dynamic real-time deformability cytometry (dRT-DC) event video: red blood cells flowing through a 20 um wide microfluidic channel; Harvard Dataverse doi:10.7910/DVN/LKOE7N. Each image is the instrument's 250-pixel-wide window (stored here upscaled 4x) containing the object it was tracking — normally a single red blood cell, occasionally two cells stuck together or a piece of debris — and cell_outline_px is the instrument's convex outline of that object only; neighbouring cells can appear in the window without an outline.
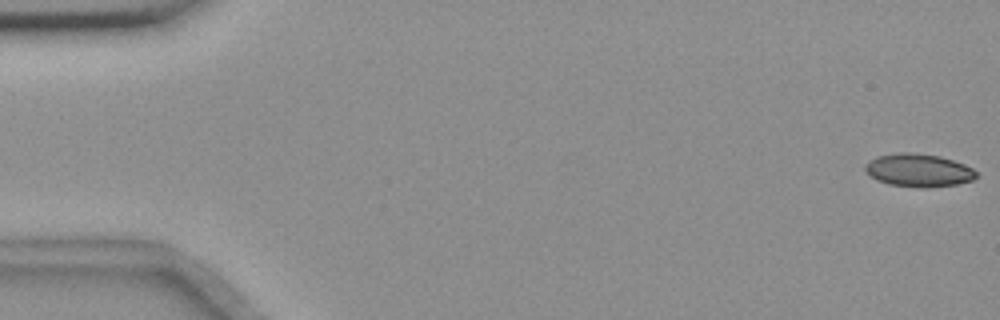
{"species": "common noctule bat (a hibernating species)", "species_latin": "Nyctalus noctula", "temperature_condition": "room temperature", "stored_images_in_passage": 56, "camera_frame_rate_fps": 3000, "um_per_image_px": 0.085, "animal": {"sex": "female", "body_mass_g": 18.4}, "frame": {"image": 1, "passage_image": 1, "time_ms": 0.0, "image_size_px": [1000, 320], "cell_outline_px": [[976, 176], [972, 180], [956, 184], [928, 188], [924, 188], [888, 184], [876, 180], [864, 168], [864, 164], [868, 160], [876, 156], [896, 152], [908, 152], [940, 156], [964, 164], [972, 168], [976, 172]], "centroid_in_image_um": [78.04, 14.47], "position_along_channel_um": 7.0, "area_um2": 21.39}}
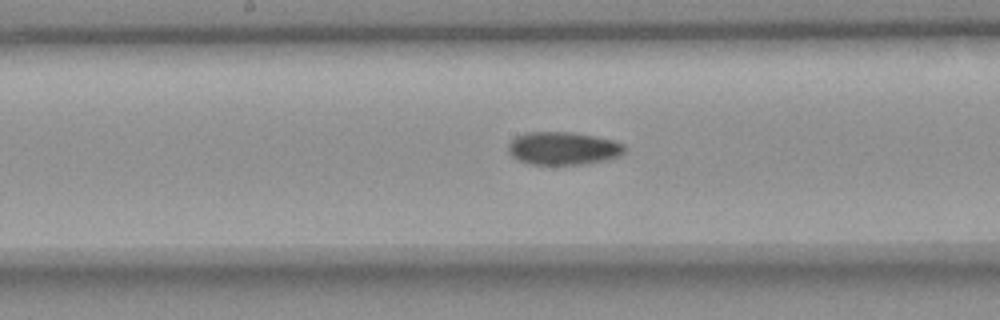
{"frame": {"image": 2, "passage_image": 29, "time_ms": 9.333, "image_size_px": [1000, 320], "cell_outline_px": [[628, 148], [620, 156], [608, 160], [584, 164], [528, 164], [512, 156], [508, 152], [508, 144], [516, 136], [524, 132], [572, 132], [612, 140], [624, 144]], "centroid_in_image_um": [47.88, 12.61], "position_along_channel_um": 200.3, "area_um2": 22.43}}
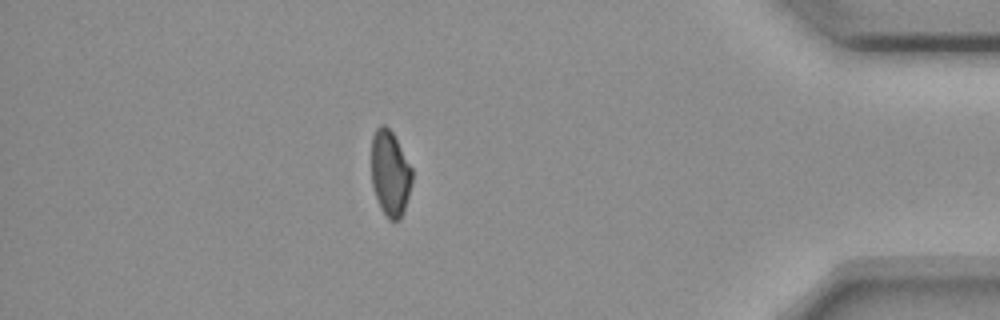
{"frame": {"image": 3, "passage_image": 49, "time_ms": 16.0, "image_size_px": [1000, 320], "cell_outline_px": [[412, 180], [408, 196], [400, 220], [388, 220], [380, 208], [372, 184], [372, 136], [376, 128], [380, 124], [384, 124], [392, 132], [412, 168]], "centroid_in_image_um": [33.15, 14.73], "position_along_channel_um": 402.1, "area_um2": 20.11}, "authors_computed_cell_mechanics": {"area_um2": 21.7906, "velocity_mm_per_s": 3.6665, "shape_relaxation_time_tau1_ms": null, "shape_relaxation_time_tau2_ms": 6.9179, "deformation_change_tau1": null, "deformation_change_tau2": 0.0969}}